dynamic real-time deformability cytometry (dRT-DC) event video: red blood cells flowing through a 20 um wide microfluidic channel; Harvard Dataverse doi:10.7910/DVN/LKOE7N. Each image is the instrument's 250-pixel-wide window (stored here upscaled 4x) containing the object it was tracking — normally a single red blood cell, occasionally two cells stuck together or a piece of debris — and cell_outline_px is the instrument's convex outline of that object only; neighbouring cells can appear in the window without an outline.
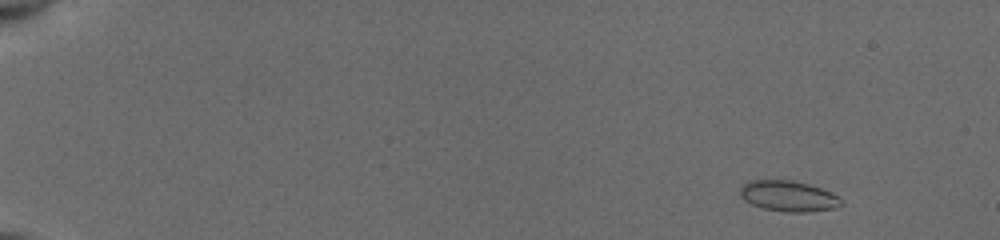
{"species": "common noctule bat (a hibernating species)", "species_latin": "Nyctalus noctula", "temperature_condition": "cold", "stored_images_in_passage": 55, "camera_frame_rate_fps": 3000, "um_per_image_px": 0.085, "animal": {"sex": "female", "body_mass_g": 19.5, "forearm_length_mm": 54.1}, "frame": {"image": 1, "passage_image": 6, "time_ms": 1.667, "image_size_px": [1000, 240], "cell_outline_px": [[844, 204], [832, 208], [804, 212], [784, 212], [764, 208], [752, 204], [744, 200], [740, 196], [740, 188], [748, 180], [792, 180], [808, 184], [820, 188], [836, 196]], "centroid_in_image_um": [66.95, 16.66], "position_along_channel_um": 18.0, "area_um2": 17.8}}
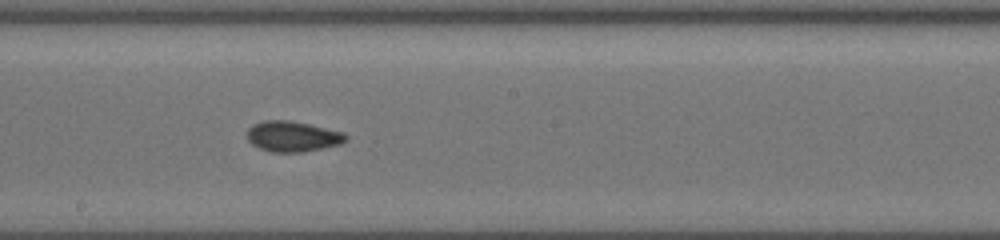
{"frame": {"image": 2, "passage_image": 33, "time_ms": 10.667, "image_size_px": [1000, 240], "cell_outline_px": [[348, 140], [340, 144], [324, 148], [300, 152], [272, 152], [260, 148], [252, 144], [244, 136], [248, 128], [252, 124], [264, 120], [288, 120], [308, 124], [344, 132], [348, 136]], "centroid_in_image_um": [24.85, 11.59], "position_along_channel_um": 223.4, "area_um2": 17.74}}
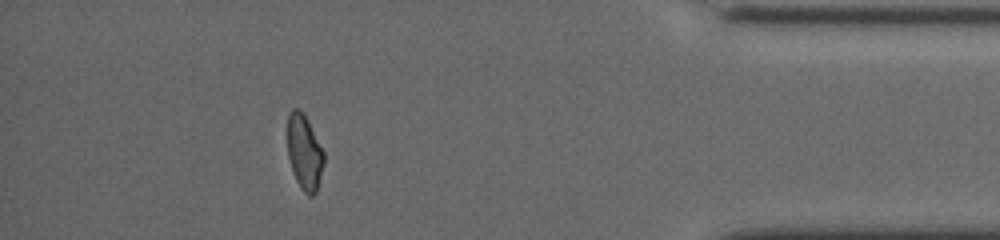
{"frame": {"image": 3, "passage_image": 50, "time_ms": 16.333, "image_size_px": [1000, 240], "cell_outline_px": [[324, 164], [316, 192], [312, 196], [308, 196], [300, 188], [296, 180], [288, 156], [288, 112], [292, 108], [300, 108], [308, 120], [324, 152]], "centroid_in_image_um": [25.88, 12.93], "position_along_channel_um": 409.3, "area_um2": 15.95}, "authors_computed_cell_mechanics": {"area_um2": 17.1088, "velocity_mm_per_s": 3.9233, "shape_relaxation_time_tau1_ms": 5.5159, "shape_relaxation_time_tau2_ms": 3.1234, "deformation_change_tau1": 0.1055, "deformation_change_tau2": 0.0545}}